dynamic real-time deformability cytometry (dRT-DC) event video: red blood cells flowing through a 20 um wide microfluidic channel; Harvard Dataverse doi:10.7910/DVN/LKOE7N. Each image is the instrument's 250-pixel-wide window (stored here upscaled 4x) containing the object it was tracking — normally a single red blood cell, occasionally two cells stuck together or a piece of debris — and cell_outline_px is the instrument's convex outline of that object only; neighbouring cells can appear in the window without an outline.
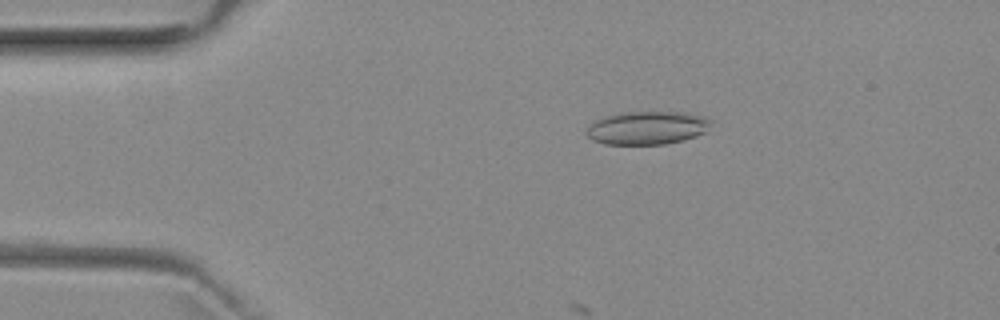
{"species": "common noctule bat (a hibernating species)", "species_latin": "Nyctalus noctula", "temperature_condition": "room temperature", "stored_images_in_passage": 5, "camera_frame_rate_fps": 3000, "um_per_image_px": 0.085, "animal": {"sex": "female", "body_mass_g": 29.2, "forearm_length_mm": 56.3}, "frame": {"image": 1, "passage_image": 3, "time_ms": 2.333, "image_size_px": [1000, 320], "cell_outline_px": [[712, 120], [704, 132], [696, 136], [684, 140], [664, 144], [604, 144], [592, 140], [588, 136], [588, 124], [604, 116], [620, 112], [684, 112], [704, 116]], "centroid_in_image_um": [54.99, 10.86], "position_along_channel_um": 30.0, "area_um2": 24.1}}